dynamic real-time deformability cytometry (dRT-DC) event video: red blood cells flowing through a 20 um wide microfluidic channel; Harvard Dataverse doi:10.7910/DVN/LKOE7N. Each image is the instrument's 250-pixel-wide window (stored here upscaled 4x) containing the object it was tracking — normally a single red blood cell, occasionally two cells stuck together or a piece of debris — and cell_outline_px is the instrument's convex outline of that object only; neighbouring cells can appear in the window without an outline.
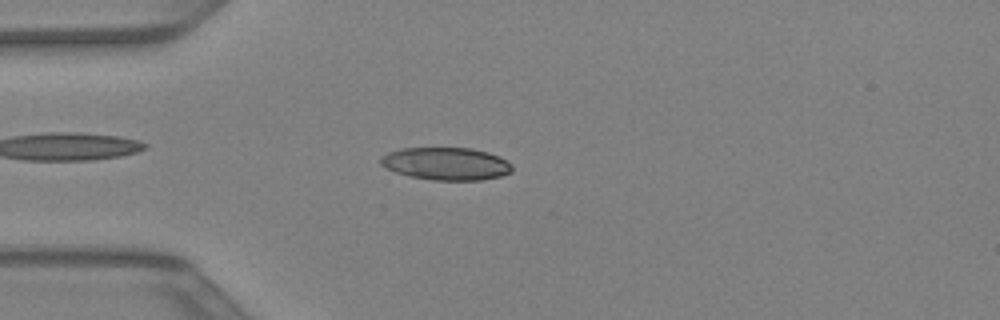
{"species": "Egyptian fruit bat (a non-hibernating species)", "species_latin": "Rousettus aegyptiacus", "temperature_condition": "warm", "stored_images_in_passage": 17, "camera_frame_rate_fps": 3000, "um_per_image_px": 0.085, "animal": {"sex": "female"}, "frame": {"image": 1, "passage_image": 7, "time_ms": 2.0, "image_size_px": [1000, 320], "cell_outline_px": [[512, 172], [500, 176], [480, 180], [432, 180], [408, 176], [396, 172], [380, 164], [380, 156], [388, 152], [400, 148], [472, 148], [488, 152], [500, 156], [512, 164]], "centroid_in_image_um": [37.92, 13.91], "position_along_channel_um": 47.1, "area_um2": 25.14}}
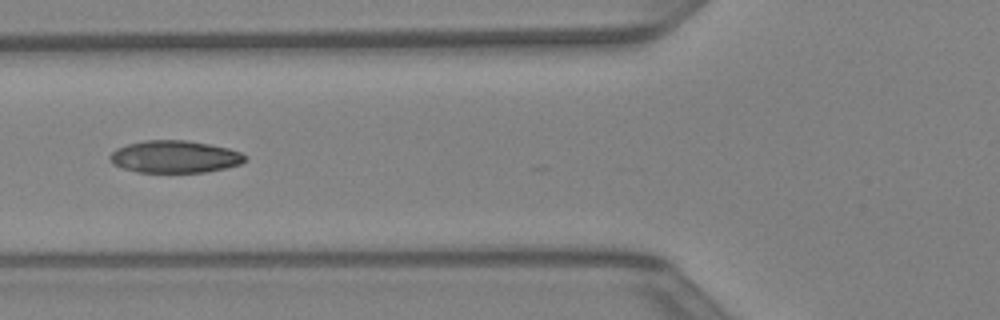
{"frame": {"image": 2, "passage_image": 12, "time_ms": 3.667, "image_size_px": [1000, 320], "cell_outline_px": [[248, 160], [240, 164], [224, 168], [204, 172], [136, 172], [112, 164], [108, 156], [116, 148], [128, 144], [144, 140], [188, 140], [228, 148], [240, 152], [248, 156]], "centroid_in_image_um": [14.85, 13.32], "position_along_channel_um": 110.9, "area_um2": 25.49}}
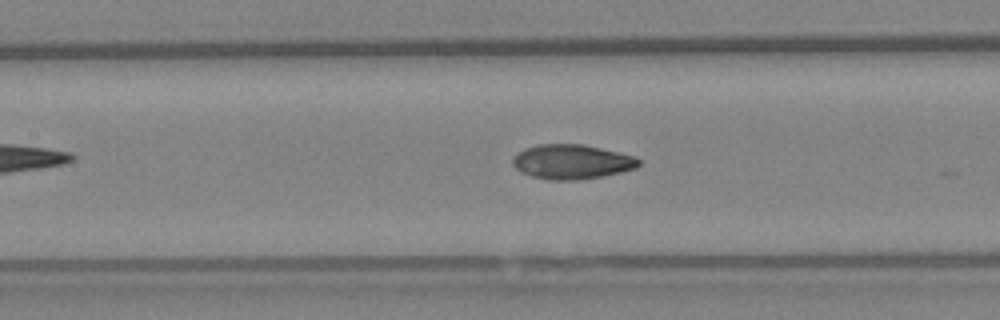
{"frame": {"image": 3, "passage_image": 15, "time_ms": 4.667, "image_size_px": [1000, 320], "cell_outline_px": [[640, 164], [636, 168], [620, 172], [600, 176], [576, 180], [548, 180], [532, 176], [520, 172], [512, 164], [512, 160], [516, 152], [524, 148], [536, 144], [584, 144], [632, 156], [640, 160]], "centroid_in_image_um": [48.53, 13.74], "position_along_channel_um": 158.9, "area_um2": 25.32}}